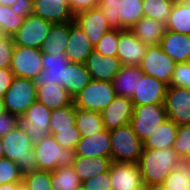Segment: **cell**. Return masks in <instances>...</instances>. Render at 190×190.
<instances>
[{
	"mask_svg": "<svg viewBox=\"0 0 190 190\" xmlns=\"http://www.w3.org/2000/svg\"><path fill=\"white\" fill-rule=\"evenodd\" d=\"M181 160L172 148H143L138 161L143 185L163 184L172 168Z\"/></svg>",
	"mask_w": 190,
	"mask_h": 190,
	"instance_id": "obj_1",
	"label": "cell"
},
{
	"mask_svg": "<svg viewBox=\"0 0 190 190\" xmlns=\"http://www.w3.org/2000/svg\"><path fill=\"white\" fill-rule=\"evenodd\" d=\"M1 140L4 158L14 161L22 176L37 170L34 143L20 125L1 137Z\"/></svg>",
	"mask_w": 190,
	"mask_h": 190,
	"instance_id": "obj_2",
	"label": "cell"
},
{
	"mask_svg": "<svg viewBox=\"0 0 190 190\" xmlns=\"http://www.w3.org/2000/svg\"><path fill=\"white\" fill-rule=\"evenodd\" d=\"M37 160V170L54 171L58 167L72 166L75 149L62 148L53 134H48L33 145Z\"/></svg>",
	"mask_w": 190,
	"mask_h": 190,
	"instance_id": "obj_3",
	"label": "cell"
},
{
	"mask_svg": "<svg viewBox=\"0 0 190 190\" xmlns=\"http://www.w3.org/2000/svg\"><path fill=\"white\" fill-rule=\"evenodd\" d=\"M112 162L138 163L143 142L128 124L109 131Z\"/></svg>",
	"mask_w": 190,
	"mask_h": 190,
	"instance_id": "obj_4",
	"label": "cell"
},
{
	"mask_svg": "<svg viewBox=\"0 0 190 190\" xmlns=\"http://www.w3.org/2000/svg\"><path fill=\"white\" fill-rule=\"evenodd\" d=\"M113 82L91 79L88 85L73 98L74 106L83 110L101 112L114 98Z\"/></svg>",
	"mask_w": 190,
	"mask_h": 190,
	"instance_id": "obj_5",
	"label": "cell"
},
{
	"mask_svg": "<svg viewBox=\"0 0 190 190\" xmlns=\"http://www.w3.org/2000/svg\"><path fill=\"white\" fill-rule=\"evenodd\" d=\"M37 87L33 79L17 77L3 96L6 111L22 116L27 108L36 101Z\"/></svg>",
	"mask_w": 190,
	"mask_h": 190,
	"instance_id": "obj_6",
	"label": "cell"
},
{
	"mask_svg": "<svg viewBox=\"0 0 190 190\" xmlns=\"http://www.w3.org/2000/svg\"><path fill=\"white\" fill-rule=\"evenodd\" d=\"M167 118L164 104L134 106L129 125L143 142Z\"/></svg>",
	"mask_w": 190,
	"mask_h": 190,
	"instance_id": "obj_7",
	"label": "cell"
},
{
	"mask_svg": "<svg viewBox=\"0 0 190 190\" xmlns=\"http://www.w3.org/2000/svg\"><path fill=\"white\" fill-rule=\"evenodd\" d=\"M51 110L37 100L20 116L19 125L35 144L50 134Z\"/></svg>",
	"mask_w": 190,
	"mask_h": 190,
	"instance_id": "obj_8",
	"label": "cell"
},
{
	"mask_svg": "<svg viewBox=\"0 0 190 190\" xmlns=\"http://www.w3.org/2000/svg\"><path fill=\"white\" fill-rule=\"evenodd\" d=\"M176 64L162 51L160 45H151L147 46L145 57L141 61L139 68L144 74L150 75L170 86Z\"/></svg>",
	"mask_w": 190,
	"mask_h": 190,
	"instance_id": "obj_9",
	"label": "cell"
},
{
	"mask_svg": "<svg viewBox=\"0 0 190 190\" xmlns=\"http://www.w3.org/2000/svg\"><path fill=\"white\" fill-rule=\"evenodd\" d=\"M53 23L34 14L25 17L23 24L12 36L15 46L40 49Z\"/></svg>",
	"mask_w": 190,
	"mask_h": 190,
	"instance_id": "obj_10",
	"label": "cell"
},
{
	"mask_svg": "<svg viewBox=\"0 0 190 190\" xmlns=\"http://www.w3.org/2000/svg\"><path fill=\"white\" fill-rule=\"evenodd\" d=\"M10 70L17 77L34 80L43 70L41 50L14 46Z\"/></svg>",
	"mask_w": 190,
	"mask_h": 190,
	"instance_id": "obj_11",
	"label": "cell"
},
{
	"mask_svg": "<svg viewBox=\"0 0 190 190\" xmlns=\"http://www.w3.org/2000/svg\"><path fill=\"white\" fill-rule=\"evenodd\" d=\"M164 105L168 119L178 126L190 124V89L167 86Z\"/></svg>",
	"mask_w": 190,
	"mask_h": 190,
	"instance_id": "obj_12",
	"label": "cell"
},
{
	"mask_svg": "<svg viewBox=\"0 0 190 190\" xmlns=\"http://www.w3.org/2000/svg\"><path fill=\"white\" fill-rule=\"evenodd\" d=\"M69 63L70 61L65 53L58 55L42 53L43 70L34 79L36 87H44L50 84L63 86Z\"/></svg>",
	"mask_w": 190,
	"mask_h": 190,
	"instance_id": "obj_13",
	"label": "cell"
},
{
	"mask_svg": "<svg viewBox=\"0 0 190 190\" xmlns=\"http://www.w3.org/2000/svg\"><path fill=\"white\" fill-rule=\"evenodd\" d=\"M74 23L85 32L93 47L106 32L112 29L98 6L75 14Z\"/></svg>",
	"mask_w": 190,
	"mask_h": 190,
	"instance_id": "obj_14",
	"label": "cell"
},
{
	"mask_svg": "<svg viewBox=\"0 0 190 190\" xmlns=\"http://www.w3.org/2000/svg\"><path fill=\"white\" fill-rule=\"evenodd\" d=\"M134 112L131 98L115 96V98L100 112L104 128L108 131L126 126L130 123Z\"/></svg>",
	"mask_w": 190,
	"mask_h": 190,
	"instance_id": "obj_15",
	"label": "cell"
},
{
	"mask_svg": "<svg viewBox=\"0 0 190 190\" xmlns=\"http://www.w3.org/2000/svg\"><path fill=\"white\" fill-rule=\"evenodd\" d=\"M112 190H135L143 186L138 163L111 162Z\"/></svg>",
	"mask_w": 190,
	"mask_h": 190,
	"instance_id": "obj_16",
	"label": "cell"
},
{
	"mask_svg": "<svg viewBox=\"0 0 190 190\" xmlns=\"http://www.w3.org/2000/svg\"><path fill=\"white\" fill-rule=\"evenodd\" d=\"M147 45L129 29H119L117 58L122 65L139 66L145 57Z\"/></svg>",
	"mask_w": 190,
	"mask_h": 190,
	"instance_id": "obj_17",
	"label": "cell"
},
{
	"mask_svg": "<svg viewBox=\"0 0 190 190\" xmlns=\"http://www.w3.org/2000/svg\"><path fill=\"white\" fill-rule=\"evenodd\" d=\"M167 85L156 78L144 74L138 80L137 89L131 100L134 106L147 104H164Z\"/></svg>",
	"mask_w": 190,
	"mask_h": 190,
	"instance_id": "obj_18",
	"label": "cell"
},
{
	"mask_svg": "<svg viewBox=\"0 0 190 190\" xmlns=\"http://www.w3.org/2000/svg\"><path fill=\"white\" fill-rule=\"evenodd\" d=\"M91 79L112 82L122 67L121 61L114 56H102L97 51L86 58L84 63Z\"/></svg>",
	"mask_w": 190,
	"mask_h": 190,
	"instance_id": "obj_19",
	"label": "cell"
},
{
	"mask_svg": "<svg viewBox=\"0 0 190 190\" xmlns=\"http://www.w3.org/2000/svg\"><path fill=\"white\" fill-rule=\"evenodd\" d=\"M53 24L74 22L69 0H33V13Z\"/></svg>",
	"mask_w": 190,
	"mask_h": 190,
	"instance_id": "obj_20",
	"label": "cell"
},
{
	"mask_svg": "<svg viewBox=\"0 0 190 190\" xmlns=\"http://www.w3.org/2000/svg\"><path fill=\"white\" fill-rule=\"evenodd\" d=\"M76 156L83 157H111L110 134L107 129L94 135L81 137L75 149Z\"/></svg>",
	"mask_w": 190,
	"mask_h": 190,
	"instance_id": "obj_21",
	"label": "cell"
},
{
	"mask_svg": "<svg viewBox=\"0 0 190 190\" xmlns=\"http://www.w3.org/2000/svg\"><path fill=\"white\" fill-rule=\"evenodd\" d=\"M93 50L94 47L85 32L76 23L70 22V35L65 51L68 60L84 64Z\"/></svg>",
	"mask_w": 190,
	"mask_h": 190,
	"instance_id": "obj_22",
	"label": "cell"
},
{
	"mask_svg": "<svg viewBox=\"0 0 190 190\" xmlns=\"http://www.w3.org/2000/svg\"><path fill=\"white\" fill-rule=\"evenodd\" d=\"M159 45L176 63L190 62V35L166 30Z\"/></svg>",
	"mask_w": 190,
	"mask_h": 190,
	"instance_id": "obj_23",
	"label": "cell"
},
{
	"mask_svg": "<svg viewBox=\"0 0 190 190\" xmlns=\"http://www.w3.org/2000/svg\"><path fill=\"white\" fill-rule=\"evenodd\" d=\"M143 75L139 66L122 65L112 81L116 96L132 98Z\"/></svg>",
	"mask_w": 190,
	"mask_h": 190,
	"instance_id": "obj_24",
	"label": "cell"
},
{
	"mask_svg": "<svg viewBox=\"0 0 190 190\" xmlns=\"http://www.w3.org/2000/svg\"><path fill=\"white\" fill-rule=\"evenodd\" d=\"M111 157H83L75 156L72 167L81 182L88 180L89 178L105 173L109 170L111 165Z\"/></svg>",
	"mask_w": 190,
	"mask_h": 190,
	"instance_id": "obj_25",
	"label": "cell"
},
{
	"mask_svg": "<svg viewBox=\"0 0 190 190\" xmlns=\"http://www.w3.org/2000/svg\"><path fill=\"white\" fill-rule=\"evenodd\" d=\"M178 125L166 119L143 141V148L164 149L172 148L176 139Z\"/></svg>",
	"mask_w": 190,
	"mask_h": 190,
	"instance_id": "obj_26",
	"label": "cell"
},
{
	"mask_svg": "<svg viewBox=\"0 0 190 190\" xmlns=\"http://www.w3.org/2000/svg\"><path fill=\"white\" fill-rule=\"evenodd\" d=\"M129 30L147 46L159 45L164 37L166 26L154 19L143 17Z\"/></svg>",
	"mask_w": 190,
	"mask_h": 190,
	"instance_id": "obj_27",
	"label": "cell"
},
{
	"mask_svg": "<svg viewBox=\"0 0 190 190\" xmlns=\"http://www.w3.org/2000/svg\"><path fill=\"white\" fill-rule=\"evenodd\" d=\"M70 35V22L55 23L49 30L48 37L40 50L42 53L58 55L65 53Z\"/></svg>",
	"mask_w": 190,
	"mask_h": 190,
	"instance_id": "obj_28",
	"label": "cell"
},
{
	"mask_svg": "<svg viewBox=\"0 0 190 190\" xmlns=\"http://www.w3.org/2000/svg\"><path fill=\"white\" fill-rule=\"evenodd\" d=\"M36 100L44 104L51 111L73 103V98L63 86L54 84L37 87Z\"/></svg>",
	"mask_w": 190,
	"mask_h": 190,
	"instance_id": "obj_29",
	"label": "cell"
},
{
	"mask_svg": "<svg viewBox=\"0 0 190 190\" xmlns=\"http://www.w3.org/2000/svg\"><path fill=\"white\" fill-rule=\"evenodd\" d=\"M166 30L190 35V0H175Z\"/></svg>",
	"mask_w": 190,
	"mask_h": 190,
	"instance_id": "obj_30",
	"label": "cell"
},
{
	"mask_svg": "<svg viewBox=\"0 0 190 190\" xmlns=\"http://www.w3.org/2000/svg\"><path fill=\"white\" fill-rule=\"evenodd\" d=\"M90 81V73L83 63L70 62L66 70L63 88L74 98Z\"/></svg>",
	"mask_w": 190,
	"mask_h": 190,
	"instance_id": "obj_31",
	"label": "cell"
},
{
	"mask_svg": "<svg viewBox=\"0 0 190 190\" xmlns=\"http://www.w3.org/2000/svg\"><path fill=\"white\" fill-rule=\"evenodd\" d=\"M75 118V125L81 137L91 136L105 129L100 112L75 107Z\"/></svg>",
	"mask_w": 190,
	"mask_h": 190,
	"instance_id": "obj_32",
	"label": "cell"
},
{
	"mask_svg": "<svg viewBox=\"0 0 190 190\" xmlns=\"http://www.w3.org/2000/svg\"><path fill=\"white\" fill-rule=\"evenodd\" d=\"M163 185L166 190H190V160L182 159L175 165Z\"/></svg>",
	"mask_w": 190,
	"mask_h": 190,
	"instance_id": "obj_33",
	"label": "cell"
},
{
	"mask_svg": "<svg viewBox=\"0 0 190 190\" xmlns=\"http://www.w3.org/2000/svg\"><path fill=\"white\" fill-rule=\"evenodd\" d=\"M81 184L72 166L58 167L51 171V190H77Z\"/></svg>",
	"mask_w": 190,
	"mask_h": 190,
	"instance_id": "obj_34",
	"label": "cell"
},
{
	"mask_svg": "<svg viewBox=\"0 0 190 190\" xmlns=\"http://www.w3.org/2000/svg\"><path fill=\"white\" fill-rule=\"evenodd\" d=\"M175 0H142L143 17L166 26Z\"/></svg>",
	"mask_w": 190,
	"mask_h": 190,
	"instance_id": "obj_35",
	"label": "cell"
},
{
	"mask_svg": "<svg viewBox=\"0 0 190 190\" xmlns=\"http://www.w3.org/2000/svg\"><path fill=\"white\" fill-rule=\"evenodd\" d=\"M75 106L74 103L51 111L50 134H55L58 130L71 129L75 126Z\"/></svg>",
	"mask_w": 190,
	"mask_h": 190,
	"instance_id": "obj_36",
	"label": "cell"
},
{
	"mask_svg": "<svg viewBox=\"0 0 190 190\" xmlns=\"http://www.w3.org/2000/svg\"><path fill=\"white\" fill-rule=\"evenodd\" d=\"M118 11L120 24L125 29H129L143 18L142 0H124Z\"/></svg>",
	"mask_w": 190,
	"mask_h": 190,
	"instance_id": "obj_37",
	"label": "cell"
},
{
	"mask_svg": "<svg viewBox=\"0 0 190 190\" xmlns=\"http://www.w3.org/2000/svg\"><path fill=\"white\" fill-rule=\"evenodd\" d=\"M24 19L15 14L10 6L0 4V34L13 36L23 24Z\"/></svg>",
	"mask_w": 190,
	"mask_h": 190,
	"instance_id": "obj_38",
	"label": "cell"
},
{
	"mask_svg": "<svg viewBox=\"0 0 190 190\" xmlns=\"http://www.w3.org/2000/svg\"><path fill=\"white\" fill-rule=\"evenodd\" d=\"M24 190H51V172L36 170L22 176Z\"/></svg>",
	"mask_w": 190,
	"mask_h": 190,
	"instance_id": "obj_39",
	"label": "cell"
},
{
	"mask_svg": "<svg viewBox=\"0 0 190 190\" xmlns=\"http://www.w3.org/2000/svg\"><path fill=\"white\" fill-rule=\"evenodd\" d=\"M119 42V29H111L106 32L99 42L95 45L94 50L102 56L117 57V48Z\"/></svg>",
	"mask_w": 190,
	"mask_h": 190,
	"instance_id": "obj_40",
	"label": "cell"
},
{
	"mask_svg": "<svg viewBox=\"0 0 190 190\" xmlns=\"http://www.w3.org/2000/svg\"><path fill=\"white\" fill-rule=\"evenodd\" d=\"M124 0H99L98 7L103 11V16L113 29L125 28L120 24L119 11Z\"/></svg>",
	"mask_w": 190,
	"mask_h": 190,
	"instance_id": "obj_41",
	"label": "cell"
},
{
	"mask_svg": "<svg viewBox=\"0 0 190 190\" xmlns=\"http://www.w3.org/2000/svg\"><path fill=\"white\" fill-rule=\"evenodd\" d=\"M172 149L181 159H190V124L178 126Z\"/></svg>",
	"mask_w": 190,
	"mask_h": 190,
	"instance_id": "obj_42",
	"label": "cell"
},
{
	"mask_svg": "<svg viewBox=\"0 0 190 190\" xmlns=\"http://www.w3.org/2000/svg\"><path fill=\"white\" fill-rule=\"evenodd\" d=\"M22 182L18 165L9 159L0 160V184Z\"/></svg>",
	"mask_w": 190,
	"mask_h": 190,
	"instance_id": "obj_43",
	"label": "cell"
},
{
	"mask_svg": "<svg viewBox=\"0 0 190 190\" xmlns=\"http://www.w3.org/2000/svg\"><path fill=\"white\" fill-rule=\"evenodd\" d=\"M57 143L65 149H76L79 140L81 139V134L75 126L71 129L58 130L53 135Z\"/></svg>",
	"mask_w": 190,
	"mask_h": 190,
	"instance_id": "obj_44",
	"label": "cell"
},
{
	"mask_svg": "<svg viewBox=\"0 0 190 190\" xmlns=\"http://www.w3.org/2000/svg\"><path fill=\"white\" fill-rule=\"evenodd\" d=\"M170 86L190 89V62L176 64Z\"/></svg>",
	"mask_w": 190,
	"mask_h": 190,
	"instance_id": "obj_45",
	"label": "cell"
},
{
	"mask_svg": "<svg viewBox=\"0 0 190 190\" xmlns=\"http://www.w3.org/2000/svg\"><path fill=\"white\" fill-rule=\"evenodd\" d=\"M14 46L12 36L0 34V69L10 68Z\"/></svg>",
	"mask_w": 190,
	"mask_h": 190,
	"instance_id": "obj_46",
	"label": "cell"
},
{
	"mask_svg": "<svg viewBox=\"0 0 190 190\" xmlns=\"http://www.w3.org/2000/svg\"><path fill=\"white\" fill-rule=\"evenodd\" d=\"M86 190H112L110 171L97 174L81 184Z\"/></svg>",
	"mask_w": 190,
	"mask_h": 190,
	"instance_id": "obj_47",
	"label": "cell"
},
{
	"mask_svg": "<svg viewBox=\"0 0 190 190\" xmlns=\"http://www.w3.org/2000/svg\"><path fill=\"white\" fill-rule=\"evenodd\" d=\"M20 122L18 115L6 111L0 114V138L8 134L12 129L17 127Z\"/></svg>",
	"mask_w": 190,
	"mask_h": 190,
	"instance_id": "obj_48",
	"label": "cell"
},
{
	"mask_svg": "<svg viewBox=\"0 0 190 190\" xmlns=\"http://www.w3.org/2000/svg\"><path fill=\"white\" fill-rule=\"evenodd\" d=\"M99 0H69V7L75 15L98 6Z\"/></svg>",
	"mask_w": 190,
	"mask_h": 190,
	"instance_id": "obj_49",
	"label": "cell"
},
{
	"mask_svg": "<svg viewBox=\"0 0 190 190\" xmlns=\"http://www.w3.org/2000/svg\"><path fill=\"white\" fill-rule=\"evenodd\" d=\"M11 9L15 14H18L22 17H28L33 13V0H17L12 6Z\"/></svg>",
	"mask_w": 190,
	"mask_h": 190,
	"instance_id": "obj_50",
	"label": "cell"
},
{
	"mask_svg": "<svg viewBox=\"0 0 190 190\" xmlns=\"http://www.w3.org/2000/svg\"><path fill=\"white\" fill-rule=\"evenodd\" d=\"M15 75L10 68L0 69V97H3L5 92L11 86Z\"/></svg>",
	"mask_w": 190,
	"mask_h": 190,
	"instance_id": "obj_51",
	"label": "cell"
},
{
	"mask_svg": "<svg viewBox=\"0 0 190 190\" xmlns=\"http://www.w3.org/2000/svg\"><path fill=\"white\" fill-rule=\"evenodd\" d=\"M0 190H24L22 182L0 184Z\"/></svg>",
	"mask_w": 190,
	"mask_h": 190,
	"instance_id": "obj_52",
	"label": "cell"
},
{
	"mask_svg": "<svg viewBox=\"0 0 190 190\" xmlns=\"http://www.w3.org/2000/svg\"><path fill=\"white\" fill-rule=\"evenodd\" d=\"M144 190H166L163 184L144 185Z\"/></svg>",
	"mask_w": 190,
	"mask_h": 190,
	"instance_id": "obj_53",
	"label": "cell"
},
{
	"mask_svg": "<svg viewBox=\"0 0 190 190\" xmlns=\"http://www.w3.org/2000/svg\"><path fill=\"white\" fill-rule=\"evenodd\" d=\"M17 0H0L1 5L12 6Z\"/></svg>",
	"mask_w": 190,
	"mask_h": 190,
	"instance_id": "obj_54",
	"label": "cell"
},
{
	"mask_svg": "<svg viewBox=\"0 0 190 190\" xmlns=\"http://www.w3.org/2000/svg\"><path fill=\"white\" fill-rule=\"evenodd\" d=\"M4 112H6L4 100H3V97H0V114H2Z\"/></svg>",
	"mask_w": 190,
	"mask_h": 190,
	"instance_id": "obj_55",
	"label": "cell"
},
{
	"mask_svg": "<svg viewBox=\"0 0 190 190\" xmlns=\"http://www.w3.org/2000/svg\"><path fill=\"white\" fill-rule=\"evenodd\" d=\"M4 158V151H3V145H2V140L0 138V160Z\"/></svg>",
	"mask_w": 190,
	"mask_h": 190,
	"instance_id": "obj_56",
	"label": "cell"
},
{
	"mask_svg": "<svg viewBox=\"0 0 190 190\" xmlns=\"http://www.w3.org/2000/svg\"><path fill=\"white\" fill-rule=\"evenodd\" d=\"M77 190H86L82 185Z\"/></svg>",
	"mask_w": 190,
	"mask_h": 190,
	"instance_id": "obj_57",
	"label": "cell"
},
{
	"mask_svg": "<svg viewBox=\"0 0 190 190\" xmlns=\"http://www.w3.org/2000/svg\"><path fill=\"white\" fill-rule=\"evenodd\" d=\"M135 190H144V185L138 189H135Z\"/></svg>",
	"mask_w": 190,
	"mask_h": 190,
	"instance_id": "obj_58",
	"label": "cell"
}]
</instances>
